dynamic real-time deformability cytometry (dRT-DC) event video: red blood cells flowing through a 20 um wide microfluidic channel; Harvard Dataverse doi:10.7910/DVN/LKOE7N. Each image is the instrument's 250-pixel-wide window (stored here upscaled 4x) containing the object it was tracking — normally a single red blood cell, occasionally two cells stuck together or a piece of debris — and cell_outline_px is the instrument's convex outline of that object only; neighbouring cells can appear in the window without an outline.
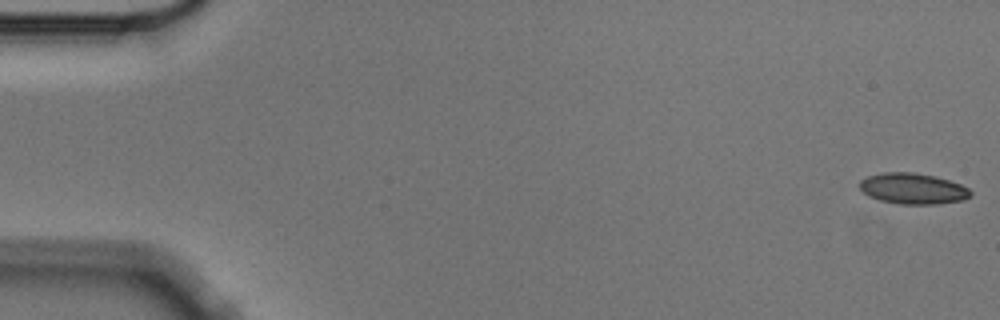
{"species": "Egyptian fruit bat (a non-hibernating species)", "species_latin": "Rousettus aegyptiacus", "temperature_condition": "cold", "stored_images_in_passage": 5, "camera_frame_rate_fps": 3000, "um_per_image_px": 0.085, "animal": {"sex": "male"}, "frame": {"image": 1, "passage_image": 1, "time_ms": 0.0, "image_size_px": [1000, 320], "cell_outline_px": [[972, 196], [964, 200], [936, 204], [900, 204], [880, 200], [868, 196], [860, 188], [860, 180], [868, 176], [884, 172], [912, 172], [936, 176], [960, 184], [968, 188], [972, 192]], "centroid_in_image_um": [77.62, 16.03], "position_along_channel_um": 7.4, "area_um2": 20.0}}
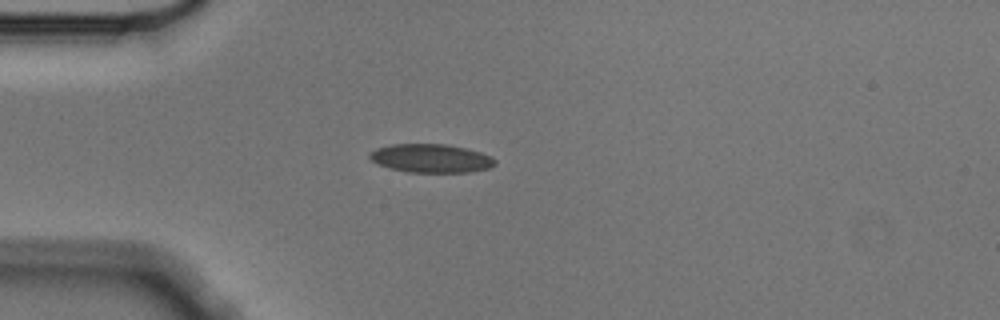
{"frame": {"image": 2, "passage_image": 5, "time_ms": 1.333, "image_size_px": [1000, 320], "cell_outline_px": [[496, 164], [488, 168], [468, 172], [408, 172], [392, 168], [380, 164], [372, 160], [368, 156], [368, 152], [376, 148], [388, 144], [444, 144], [464, 148], [480, 152], [492, 156], [496, 160]], "centroid_in_image_um": [36.62, 13.45], "position_along_channel_um": 48.4, "area_um2": 20.75}}